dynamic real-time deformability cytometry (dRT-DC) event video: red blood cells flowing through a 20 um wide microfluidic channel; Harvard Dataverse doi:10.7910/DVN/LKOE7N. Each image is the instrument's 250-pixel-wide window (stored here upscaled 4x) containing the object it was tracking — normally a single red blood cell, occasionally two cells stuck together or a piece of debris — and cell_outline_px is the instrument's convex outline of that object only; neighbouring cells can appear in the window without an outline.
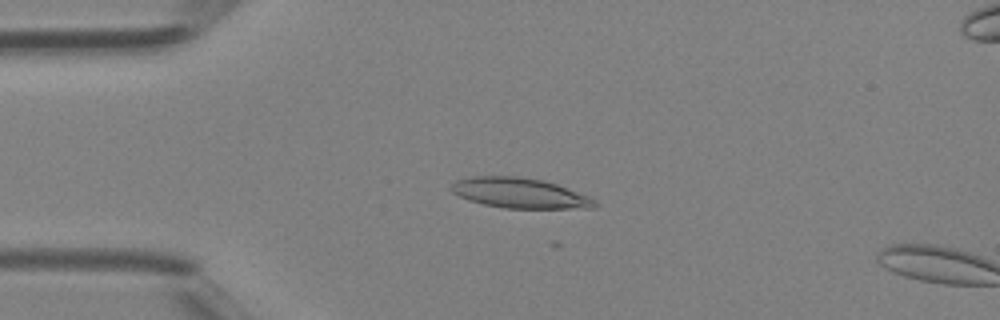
{"species": "Egyptian fruit bat (a non-hibernating species)", "species_latin": "Rousettus aegyptiacus", "temperature_condition": "room temperature", "stored_images_in_passage": 13, "camera_frame_rate_fps": 3000, "um_per_image_px": 0.085, "animal": {"sex": "female"}, "frame": {"image": 1, "passage_image": 11, "time_ms": 3.333, "image_size_px": [1000, 320], "cell_outline_px": [[596, 204], [592, 208], [504, 208], [484, 204], [468, 200], [452, 192], [448, 188], [456, 180], [472, 176], [516, 176], [544, 180], [556, 184], [588, 196], [596, 200]], "centroid_in_image_um": [44.13, 16.4], "position_along_channel_um": 40.9, "area_um2": 25.14}}